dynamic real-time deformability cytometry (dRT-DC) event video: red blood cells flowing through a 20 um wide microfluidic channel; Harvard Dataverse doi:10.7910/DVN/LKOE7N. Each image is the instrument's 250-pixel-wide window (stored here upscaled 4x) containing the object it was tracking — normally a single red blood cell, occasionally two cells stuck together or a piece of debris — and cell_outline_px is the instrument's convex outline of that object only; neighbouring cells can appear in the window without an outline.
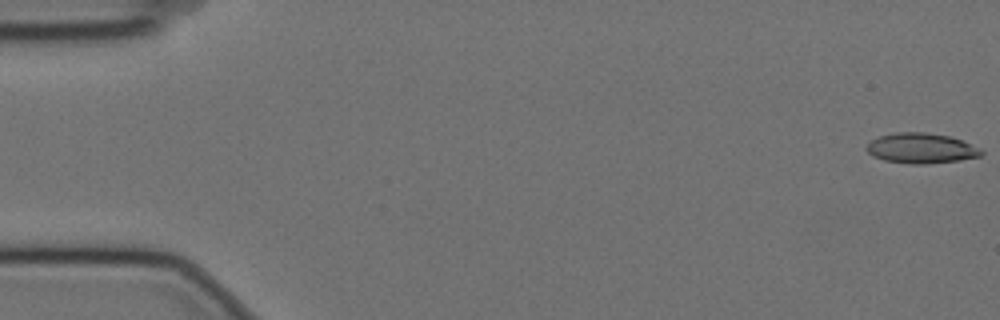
{"species": "Egyptian fruit bat (a non-hibernating species)", "species_latin": "Rousettus aegyptiacus", "temperature_condition": "cold", "stored_images_in_passage": 20, "camera_frame_rate_fps": 3000, "um_per_image_px": 0.085, "animal": {"sex": "female"}, "frame": {"image": 1, "passage_image": 1, "time_ms": 0.0, "image_size_px": [1000, 320], "cell_outline_px": [[984, 152], [980, 156], [960, 160], [924, 164], [908, 164], [884, 160], [872, 156], [864, 148], [872, 140], [880, 136], [896, 132], [924, 132], [948, 136], [960, 140], [980, 148]], "centroid_in_image_um": [78.27, 12.61], "position_along_channel_um": 6.7, "area_um2": 20.11}}
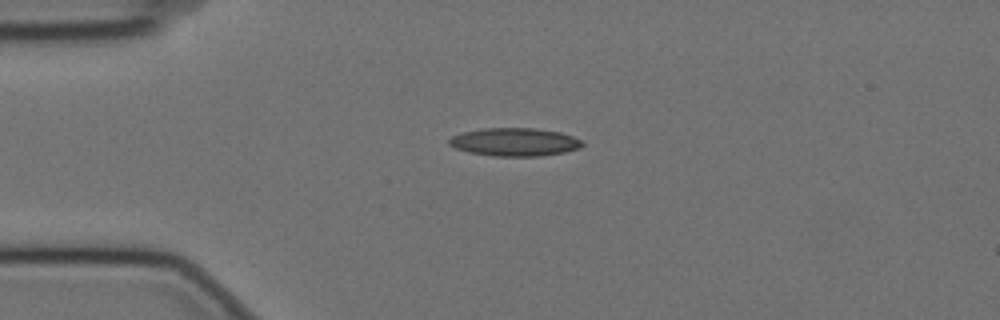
{"frame": {"image": 2, "passage_image": 14, "time_ms": 4.333, "image_size_px": [1000, 320], "cell_outline_px": [[584, 144], [580, 148], [564, 152], [540, 156], [492, 156], [468, 152], [456, 148], [448, 144], [448, 140], [452, 136], [464, 132], [480, 128], [536, 128], [560, 132], [572, 136], [580, 140]], "centroid_in_image_um": [43.73, 12.07], "position_along_channel_um": 41.3, "area_um2": 21.85}}
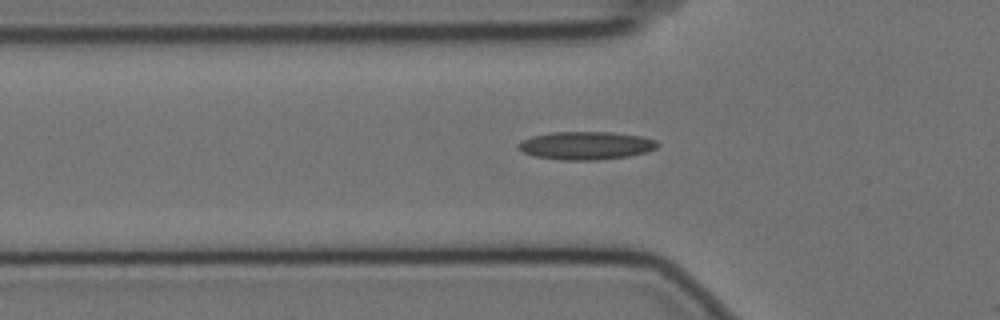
{"frame": {"image": 3, "passage_image": 19, "time_ms": 6.0, "image_size_px": [1000, 320], "cell_outline_px": [[660, 144], [656, 148], [648, 152], [628, 156], [600, 160], [560, 160], [536, 156], [524, 152], [516, 148], [516, 144], [532, 136], [552, 132], [612, 132], [640, 136], [656, 140]], "centroid_in_image_um": [49.82, 12.37], "position_along_channel_um": 76.0, "area_um2": 22.83}}